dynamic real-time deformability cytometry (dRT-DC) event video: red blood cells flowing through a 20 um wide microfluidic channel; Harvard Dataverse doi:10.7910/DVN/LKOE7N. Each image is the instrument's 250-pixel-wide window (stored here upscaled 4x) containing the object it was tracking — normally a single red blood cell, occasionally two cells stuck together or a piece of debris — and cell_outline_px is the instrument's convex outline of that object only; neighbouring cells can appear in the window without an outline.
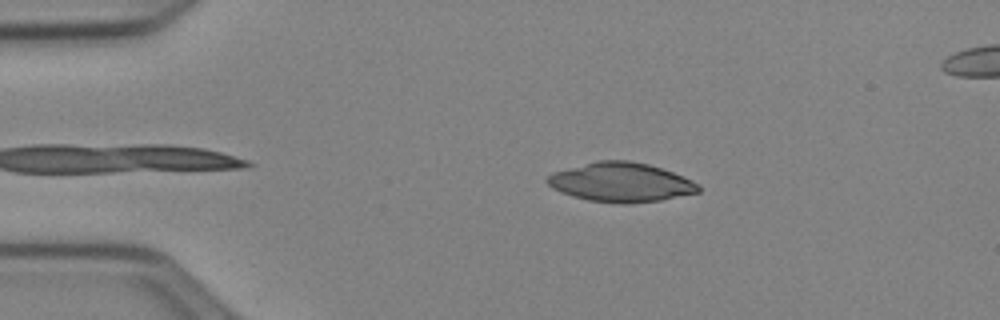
{"species": "Egyptian fruit bat (a non-hibernating species)", "species_latin": "Rousettus aegyptiacus", "temperature_condition": "cold", "stored_images_in_passage": 37, "camera_frame_rate_fps": 3000, "um_per_image_px": 0.085, "animal": {"sex": "female"}, "frame": {"image": 1, "passage_image": 9, "time_ms": 2.667, "image_size_px": [1000, 320], "cell_outline_px": [[700, 192], [660, 200], [628, 204], [620, 204], [588, 200], [572, 196], [552, 188], [544, 180], [552, 172], [596, 160], [628, 160], [648, 164], [672, 172], [692, 180], [700, 188]], "centroid_in_image_um": [52.74, 15.49], "position_along_channel_um": 32.3, "area_um2": 34.56}}
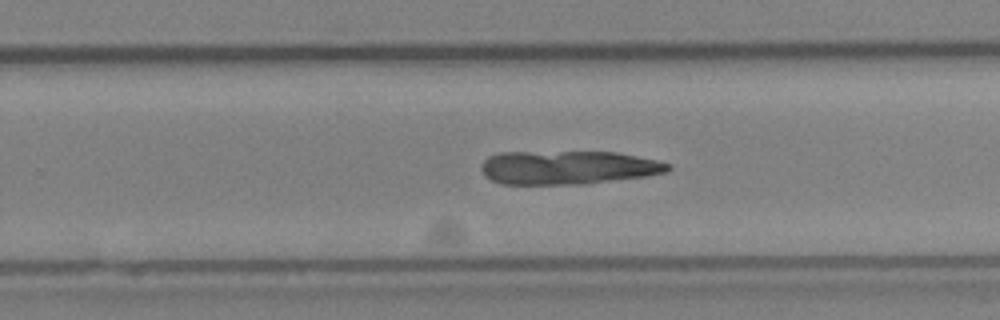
{"frame": {"image": 2, "passage_image": 32, "time_ms": 10.333, "image_size_px": [1000, 320], "cell_outline_px": [[672, 168], [668, 172], [648, 176], [580, 184], [500, 184], [484, 176], [480, 168], [480, 164], [488, 156], [500, 152], [616, 152], [656, 160], [668, 164]], "centroid_in_image_um": [48.23, 14.24], "position_along_channel_um": 281.6, "area_um2": 36.7}}